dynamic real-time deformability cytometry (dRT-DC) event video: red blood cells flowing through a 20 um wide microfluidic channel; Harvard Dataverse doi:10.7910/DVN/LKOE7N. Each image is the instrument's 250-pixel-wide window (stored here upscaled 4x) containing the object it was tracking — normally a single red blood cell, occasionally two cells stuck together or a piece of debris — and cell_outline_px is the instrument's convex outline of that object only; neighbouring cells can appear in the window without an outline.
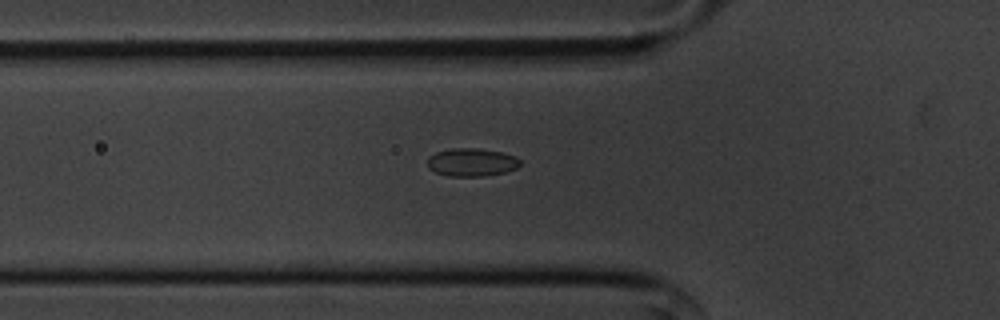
{"species": "common noctule bat (a hibernating species)", "species_latin": "Nyctalus noctula", "temperature_condition": "cold", "stored_images_in_passage": 39, "camera_frame_rate_fps": 3000, "um_per_image_px": 0.085, "animal": {"sex": "male", "body_mass_g": 20.1, "forearm_length_mm": 53.5}, "frame": {"image": 1, "passage_image": 3, "time_ms": 0.667, "image_size_px": [1000, 320], "cell_outline_px": [[520, 164], [516, 168], [504, 172], [484, 176], [448, 176], [436, 172], [428, 168], [428, 156], [436, 152], [452, 148], [476, 148], [504, 152], [516, 156], [520, 160]], "centroid_in_image_um": [40.09, 13.78], "position_along_channel_um": 85.7, "area_um2": 15.2}}
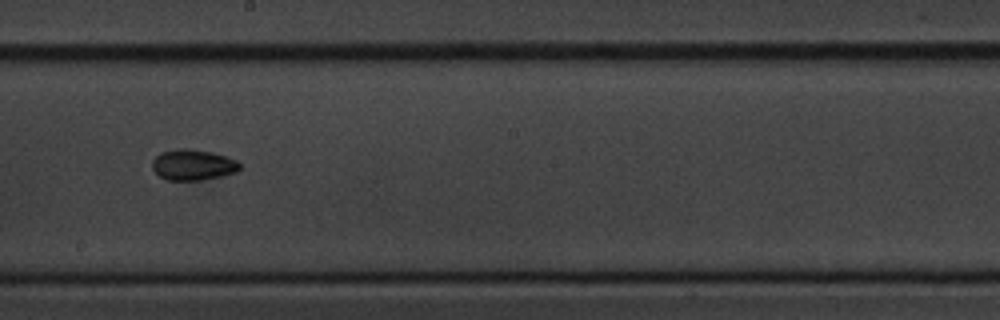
{"frame": {"image": 2, "passage_image": 15, "time_ms": 4.667, "image_size_px": [1000, 320], "cell_outline_px": [[240, 168], [236, 172], [224, 176], [200, 180], [168, 180], [160, 176], [152, 168], [152, 160], [160, 152], [180, 148], [188, 148], [212, 152], [236, 160], [240, 164]], "centroid_in_image_um": [16.4, 14.01], "position_along_channel_um": 231.8, "area_um2": 15.72}}
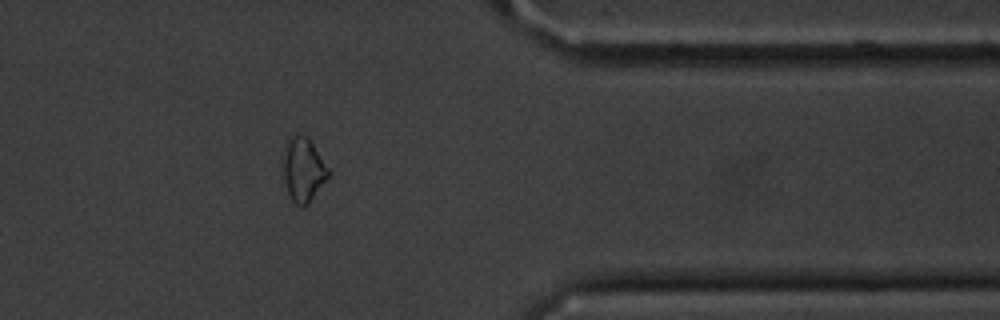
{"frame": {"image": 3, "passage_image": 29, "time_ms": 9.333, "image_size_px": [1000, 320], "cell_outline_px": [[332, 172], [308, 204], [304, 208], [296, 204], [292, 200], [288, 192], [284, 180], [280, 164], [288, 136], [296, 132], [308, 136]], "centroid_in_image_um": [25.75, 14.36], "position_along_channel_um": 385.6, "area_um2": 17.57}, "authors_computed_cell_mechanics": {"area_um2": 15.4326, "velocity_mm_per_s": 3.6333, "shape_relaxation_time_tau1_ms": null, "shape_relaxation_time_tau2_ms": 5.2279, "deformation_change_tau1": null, "deformation_change_tau2": 0.086}}